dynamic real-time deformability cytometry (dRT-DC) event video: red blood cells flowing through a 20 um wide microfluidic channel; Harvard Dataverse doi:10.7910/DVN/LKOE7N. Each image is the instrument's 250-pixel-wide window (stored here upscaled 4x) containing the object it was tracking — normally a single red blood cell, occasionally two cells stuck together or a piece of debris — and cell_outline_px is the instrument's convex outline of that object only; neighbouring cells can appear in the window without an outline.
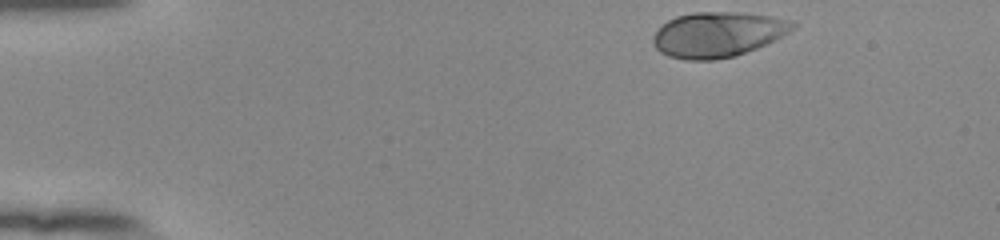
{"species": "human", "species_latin": "Homo sapiens", "temperature_condition": "room temperature", "stored_images_in_passage": 41, "camera_frame_rate_fps": 3000, "um_per_image_px": 0.085, "donor": {"sex": "female"}, "frame": {"image": 1, "passage_image": 1, "time_ms": 0.0, "image_size_px": [1000, 240], "cell_outline_px": [[796, 24], [788, 32], [756, 48], [736, 56], [716, 60], [688, 60], [668, 56], [660, 52], [656, 48], [652, 40], [652, 36], [668, 20], [676, 16], [696, 12], [744, 12], [796, 20]], "centroid_in_image_um": [61.0, 2.92], "position_along_channel_um": 24.0, "area_um2": 36.65}}
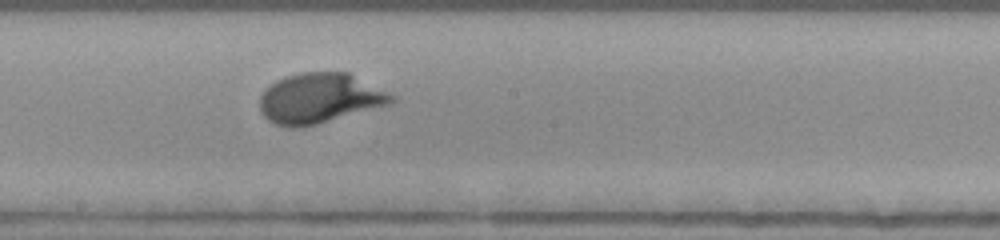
{"frame": {"image": 2, "passage_image": 24, "time_ms": 7.667, "image_size_px": [1000, 240], "cell_outline_px": [[396, 100], [388, 104], [316, 124], [300, 128], [288, 128], [276, 124], [268, 120], [260, 112], [260, 96], [264, 88], [276, 80], [284, 76], [300, 72], [348, 72], [396, 96]], "centroid_in_image_um": [27.11, 8.34], "position_along_channel_um": 221.1, "area_um2": 38.44}}
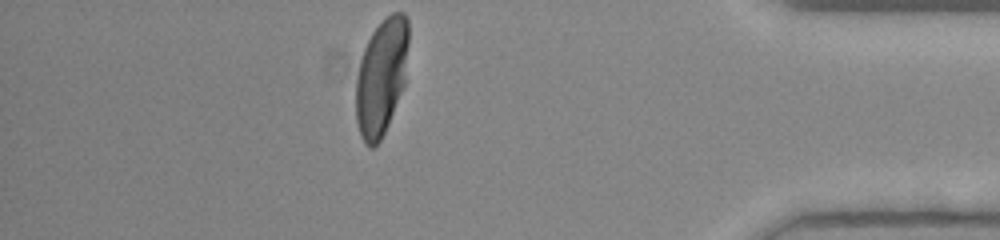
{"frame": {"image": 3, "passage_image": 41, "time_ms": 13.333, "image_size_px": [1000, 240], "cell_outline_px": [[408, 44], [404, 84], [388, 124], [380, 140], [372, 148], [368, 148], [364, 144], [360, 136], [356, 120], [356, 80], [360, 60], [364, 48], [372, 32], [392, 12], [404, 12], [408, 20]], "centroid_in_image_um": [32.4, 6.55], "position_along_channel_um": 402.8, "area_um2": 35.49}, "authors_computed_cell_mechanics": {"area_um2": 36.6452, "velocity_mm_per_s": 3.8173, "shape_relaxation_time_tau1_ms": 2.5772, "shape_relaxation_time_tau2_ms": null, "deformation_change_tau1": 0.1982, "deformation_change_tau2": null}}